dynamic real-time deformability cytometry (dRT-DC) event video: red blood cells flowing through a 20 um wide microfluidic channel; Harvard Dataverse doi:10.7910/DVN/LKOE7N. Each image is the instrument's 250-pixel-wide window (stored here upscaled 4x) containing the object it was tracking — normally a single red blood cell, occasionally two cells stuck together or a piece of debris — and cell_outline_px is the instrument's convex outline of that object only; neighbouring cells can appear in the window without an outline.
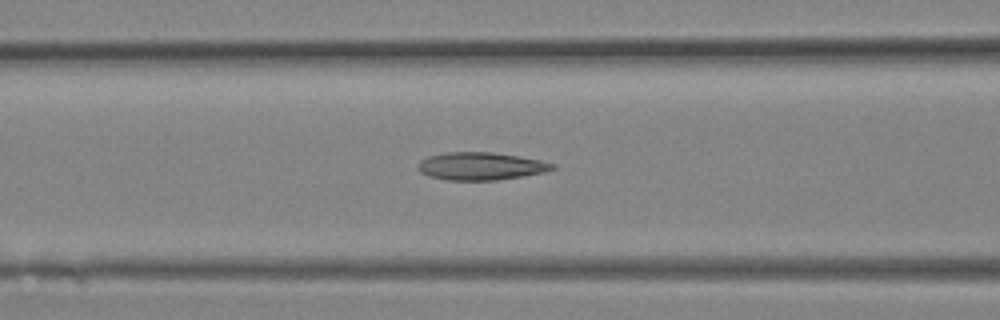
{"species": "Egyptian fruit bat (a non-hibernating species)", "species_latin": "Rousettus aegyptiacus", "temperature_condition": "room temperature", "stored_images_in_passage": 16, "camera_frame_rate_fps": 3000, "um_per_image_px": 0.085, "animal": {"sex": "female"}, "frame": {"image": 1, "passage_image": 12, "time_ms": 3.667, "image_size_px": [1000, 320], "cell_outline_px": [[556, 168], [540, 172], [520, 176], [496, 180], [448, 180], [428, 176], [420, 172], [416, 168], [416, 164], [420, 160], [428, 156], [444, 152], [492, 152], [520, 156], [540, 160], [556, 164]], "centroid_in_image_um": [40.79, 14.11], "position_along_channel_um": 125.8, "area_um2": 21.73}}
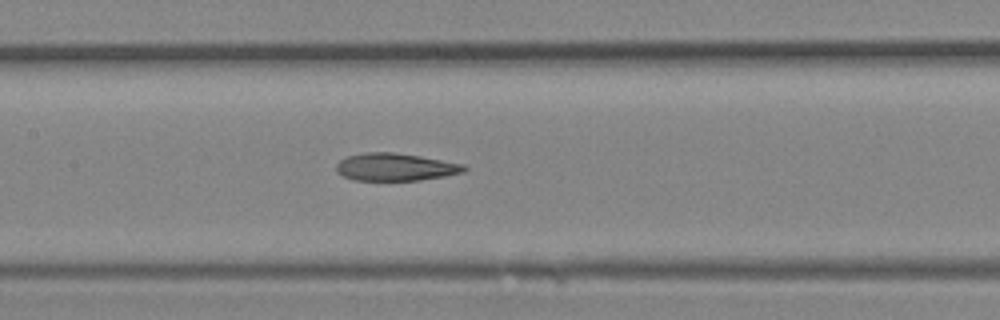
{"frame": {"image": 2, "passage_image": 14, "time_ms": 4.333, "image_size_px": [1000, 320], "cell_outline_px": [[468, 168], [464, 172], [444, 176], [420, 180], [356, 180], [344, 176], [336, 172], [336, 164], [340, 160], [348, 156], [364, 152], [392, 152], [420, 156], [464, 164]], "centroid_in_image_um": [33.61, 14.19], "position_along_channel_um": 173.8, "area_um2": 20.46}}
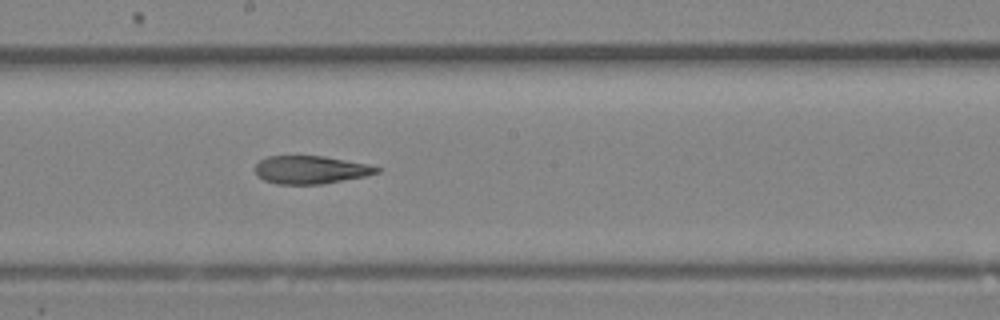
{"frame": {"image": 3, "passage_image": 16, "time_ms": 5.0, "image_size_px": [1000, 320], "cell_outline_px": [[380, 172], [364, 176], [320, 184], [276, 184], [264, 180], [256, 176], [256, 164], [260, 160], [268, 156], [324, 156], [368, 164], [380, 168]], "centroid_in_image_um": [26.38, 14.43], "position_along_channel_um": 221.8, "area_um2": 19.71}}